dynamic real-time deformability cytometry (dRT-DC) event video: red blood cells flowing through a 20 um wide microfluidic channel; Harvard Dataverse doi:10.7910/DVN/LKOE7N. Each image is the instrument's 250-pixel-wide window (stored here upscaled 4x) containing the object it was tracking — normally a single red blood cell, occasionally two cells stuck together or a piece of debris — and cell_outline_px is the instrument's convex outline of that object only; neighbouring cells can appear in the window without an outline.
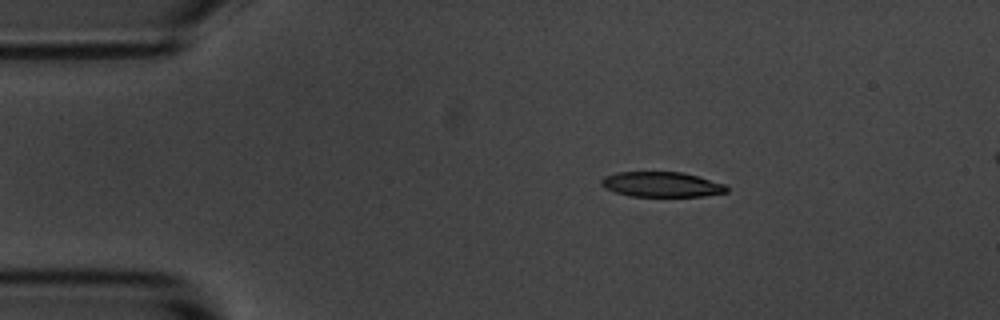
{"species": "common noctule bat (a hibernating species)", "species_latin": "Nyctalus noctula", "temperature_condition": "room temperature", "stored_images_in_passage": 8, "camera_frame_rate_fps": 3000, "um_per_image_px": 0.085, "animal": {"sex": "male", "body_mass_g": 20.1, "forearm_length_mm": 53.5}, "frame": {"image": 1, "passage_image": 3, "time_ms": 2.333, "image_size_px": [1000, 320], "cell_outline_px": [[728, 192], [704, 196], [628, 196], [604, 188], [600, 184], [600, 180], [604, 176], [616, 172], [680, 172], [696, 176], [724, 184], [728, 188]], "centroid_in_image_um": [56.19, 15.68], "position_along_channel_um": 28.8, "area_um2": 18.26}}
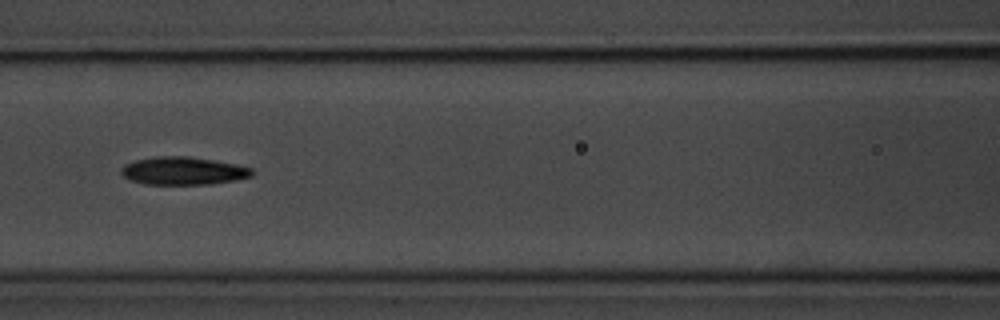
{"frame": {"image": 2, "passage_image": 7, "time_ms": 7.0, "image_size_px": [1000, 320], "cell_outline_px": [[256, 172], [252, 176], [236, 180], [212, 184], [144, 184], [132, 180], [124, 176], [120, 172], [120, 168], [124, 164], [136, 160], [156, 156], [188, 156], [236, 164], [252, 168]], "centroid_in_image_um": [15.59, 14.52], "position_along_channel_um": 151.0, "area_um2": 21.33}}
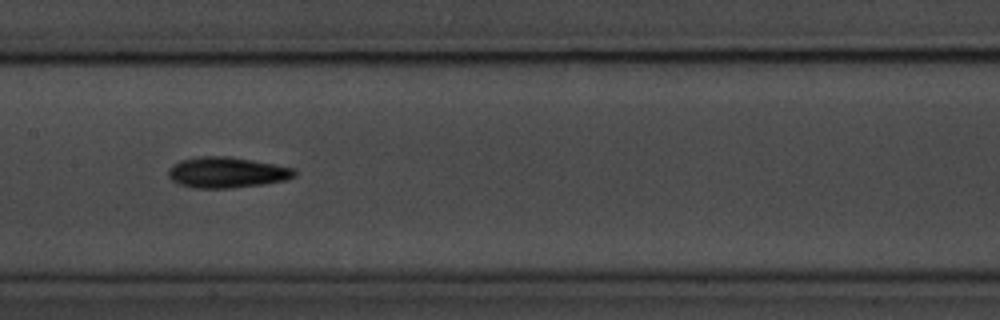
{"frame": {"image": 3, "passage_image": 8, "time_ms": 8.0, "image_size_px": [1000, 320], "cell_outline_px": [[296, 176], [284, 180], [264, 184], [232, 188], [192, 188], [180, 184], [172, 180], [168, 176], [168, 168], [172, 164], [180, 160], [200, 156], [228, 156], [252, 160], [292, 168], [296, 172]], "centroid_in_image_um": [19.23, 14.66], "position_along_channel_um": 188.2, "area_um2": 22.6}}